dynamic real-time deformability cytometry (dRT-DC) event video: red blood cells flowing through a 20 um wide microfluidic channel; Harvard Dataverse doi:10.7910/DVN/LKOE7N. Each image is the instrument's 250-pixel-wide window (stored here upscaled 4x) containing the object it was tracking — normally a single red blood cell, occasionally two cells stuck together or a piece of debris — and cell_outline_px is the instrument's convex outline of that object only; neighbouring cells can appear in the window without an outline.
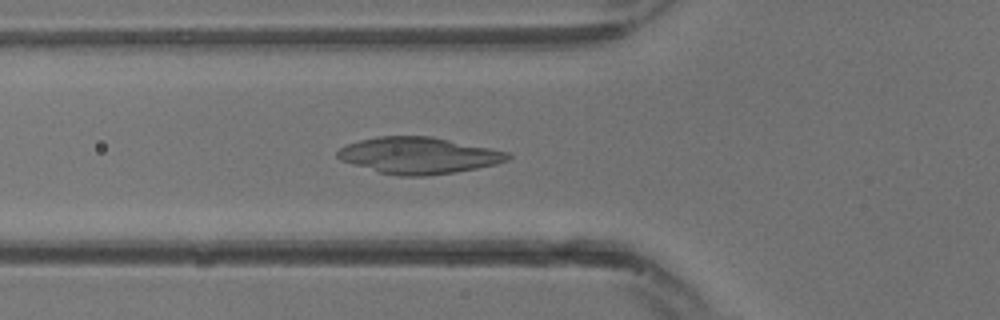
{"species": "common noctule bat (a hibernating species)", "species_latin": "Nyctalus noctula", "temperature_condition": "warm", "stored_images_in_passage": 13, "camera_frame_rate_fps": 3000, "um_per_image_px": 0.085, "animal": {"sex": "male", "body_mass_g": 13.3}, "frame": {"image": 1, "passage_image": 11, "time_ms": 3.333, "image_size_px": [1000, 320], "cell_outline_px": [[512, 156], [508, 160], [496, 164], [456, 172], [428, 176], [396, 176], [380, 172], [352, 164], [340, 160], [336, 156], [336, 152], [340, 148], [348, 144], [360, 140], [376, 136], [432, 136], [508, 152]], "centroid_in_image_um": [35.57, 13.21], "position_along_channel_um": 90.2, "area_um2": 36.18}}
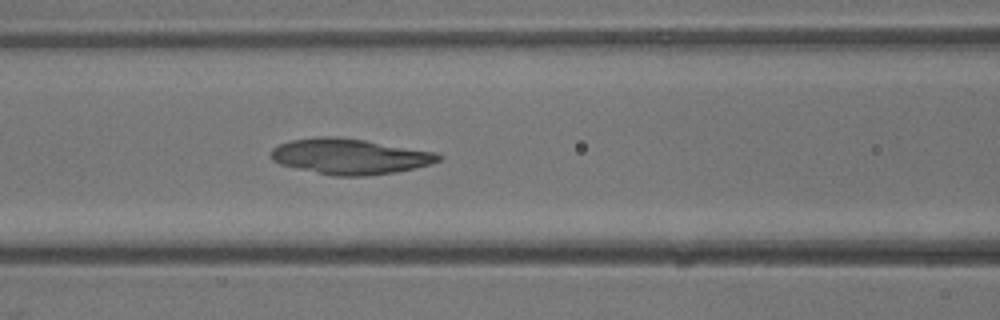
{"frame": {"image": 2, "passage_image": 13, "time_ms": 4.0, "image_size_px": [1000, 320], "cell_outline_px": [[444, 156], [440, 160], [432, 164], [396, 172], [364, 176], [332, 176], [280, 164], [272, 160], [272, 148], [280, 144], [292, 140], [320, 136], [336, 136], [364, 140], [436, 152]], "centroid_in_image_um": [29.76, 13.3], "position_along_channel_um": 136.8, "area_um2": 34.62}}